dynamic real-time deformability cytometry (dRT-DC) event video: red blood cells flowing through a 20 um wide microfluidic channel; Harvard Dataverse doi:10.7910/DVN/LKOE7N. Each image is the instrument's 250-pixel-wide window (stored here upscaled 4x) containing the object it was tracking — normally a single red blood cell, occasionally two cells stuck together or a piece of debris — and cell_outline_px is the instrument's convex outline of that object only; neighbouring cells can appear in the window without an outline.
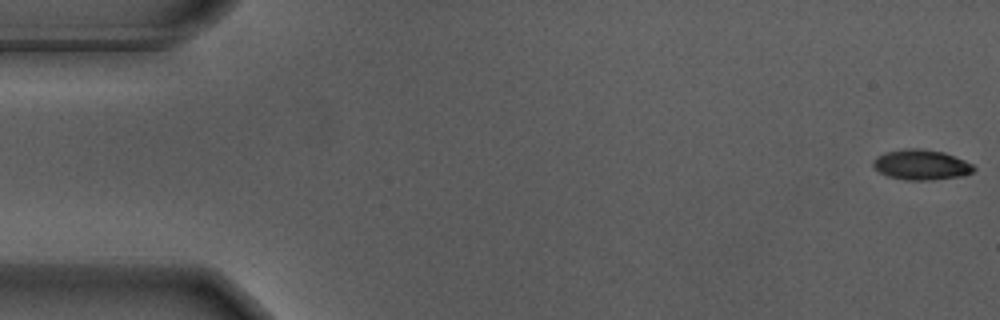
{"species": "Egyptian fruit bat (a non-hibernating species)", "species_latin": "Rousettus aegyptiacus", "temperature_condition": "warm", "stored_images_in_passage": 52, "camera_frame_rate_fps": 3000, "um_per_image_px": 0.085, "animal": {"sex": "male"}, "frame": {"image": 1, "passage_image": 1, "time_ms": 0.0, "image_size_px": [1000, 320], "cell_outline_px": [[976, 168], [972, 172], [964, 176], [932, 180], [908, 180], [888, 176], [880, 172], [872, 164], [872, 160], [876, 156], [888, 152], [908, 148], [920, 148], [944, 152], [964, 160], [972, 164]], "centroid_in_image_um": [78.32, 14.01], "position_along_channel_um": 6.7, "area_um2": 17.69}}
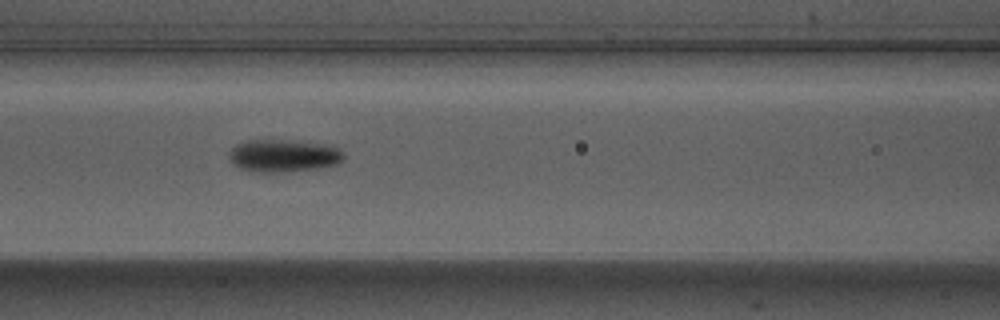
{"frame": {"image": 2, "passage_image": 24, "time_ms": 7.667, "image_size_px": [1000, 320], "cell_outline_px": [[344, 160], [336, 164], [316, 168], [280, 172], [248, 172], [232, 164], [228, 156], [232, 148], [236, 144], [244, 140], [280, 140], [332, 144], [344, 152]], "centroid_in_image_um": [24.08, 13.23], "position_along_channel_um": 142.5, "area_um2": 21.96}}
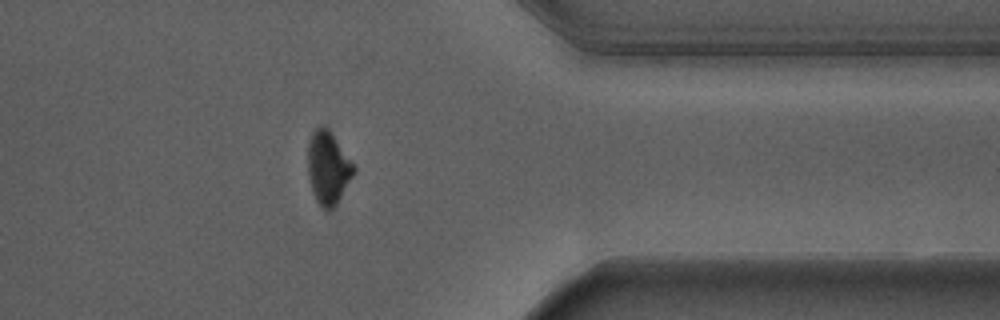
{"frame": {"image": 3, "passage_image": 45, "time_ms": 14.667, "image_size_px": [1000, 320], "cell_outline_px": [[356, 172], [336, 204], [328, 212], [316, 200], [312, 192], [308, 172], [308, 144], [312, 132], [320, 124], [324, 124], [328, 128], [356, 168]], "centroid_in_image_um": [27.88, 14.25], "position_along_channel_um": 383.5, "area_um2": 19.42}, "authors_computed_cell_mechanics": {"area_um2": 19.5364, "velocity_mm_per_s": 3.6642, "shape_relaxation_time_tau1_ms": 1.6807, "shape_relaxation_time_tau2_ms": null, "deformation_change_tau1": 0.1554, "deformation_change_tau2": null}}